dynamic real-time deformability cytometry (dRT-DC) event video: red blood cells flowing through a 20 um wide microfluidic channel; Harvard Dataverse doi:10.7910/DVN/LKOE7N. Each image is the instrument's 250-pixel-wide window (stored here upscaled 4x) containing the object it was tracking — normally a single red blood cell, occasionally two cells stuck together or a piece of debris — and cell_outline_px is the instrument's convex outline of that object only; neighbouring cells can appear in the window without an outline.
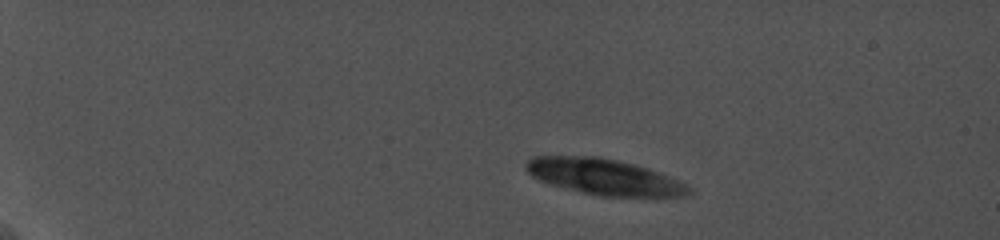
{"species": "common noctule bat (a hibernating species)", "species_latin": "Nyctalus noctula", "temperature_condition": "cold", "stored_images_in_passage": 7, "camera_frame_rate_fps": 5000, "um_per_image_px": 0.085, "animal": {"sex": "female", "body_mass_g": 19.0, "forearm_length_mm": 56.7}, "frame": {"image": 1, "passage_image": 6, "time_ms": 2.6, "image_size_px": [1000, 240], "cell_outline_px": [[696, 192], [688, 196], [600, 196], [580, 192], [548, 184], [532, 176], [524, 168], [524, 164], [532, 156], [600, 156], [648, 168], [688, 184]], "centroid_in_image_um": [51.36, 15.03], "position_along_channel_um": 33.6, "area_um2": 34.28}}